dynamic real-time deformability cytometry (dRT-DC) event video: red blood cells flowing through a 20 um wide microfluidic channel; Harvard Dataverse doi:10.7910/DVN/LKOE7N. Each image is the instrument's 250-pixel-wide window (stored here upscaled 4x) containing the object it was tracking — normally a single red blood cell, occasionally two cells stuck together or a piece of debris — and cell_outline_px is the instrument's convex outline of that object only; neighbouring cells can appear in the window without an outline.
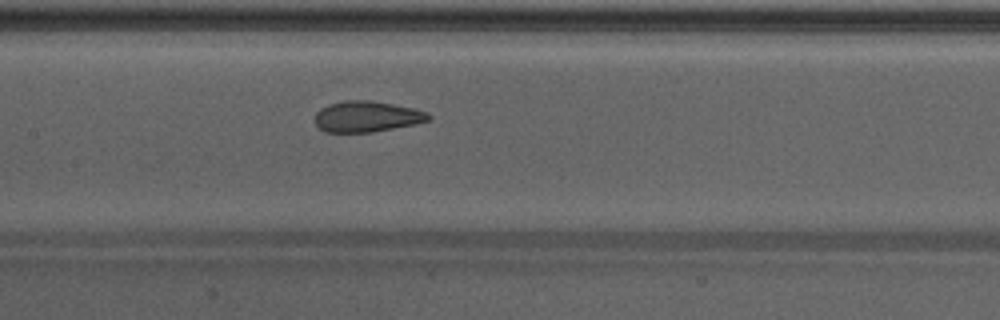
{"species": "Egyptian fruit bat (a non-hibernating species)", "species_latin": "Rousettus aegyptiacus", "temperature_condition": "warm", "stored_images_in_passage": 33, "camera_frame_rate_fps": 3000, "um_per_image_px": 0.085, "animal": {"sex": "male"}, "frame": {"image": 1, "passage_image": 10, "time_ms": 3.0, "image_size_px": [1000, 320], "cell_outline_px": [[432, 120], [416, 124], [372, 132], [324, 132], [316, 124], [316, 112], [320, 108], [328, 104], [344, 100], [372, 100], [412, 108], [428, 112], [432, 116]], "centroid_in_image_um": [31.2, 9.9], "position_along_channel_um": 176.2, "area_um2": 20.58}}
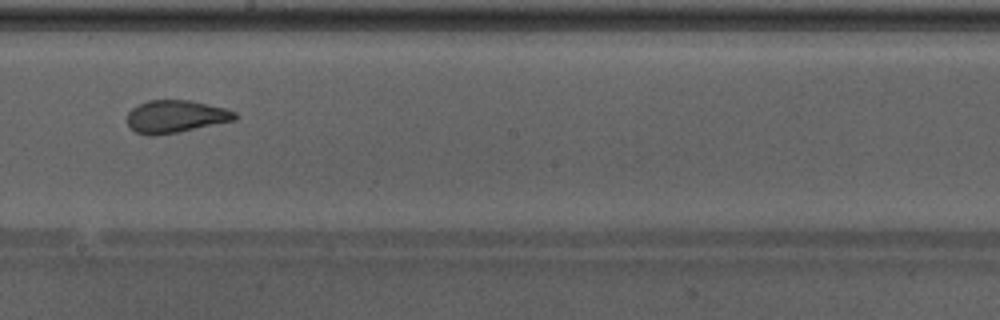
{"frame": {"image": 2, "passage_image": 14, "time_ms": 4.333, "image_size_px": [1000, 320], "cell_outline_px": [[240, 116], [236, 120], [156, 136], [148, 136], [136, 132], [128, 124], [128, 112], [132, 108], [148, 100], [192, 100], [224, 108], [236, 112]], "centroid_in_image_um": [14.95, 9.9], "position_along_channel_um": 233.2, "area_um2": 20.4}}
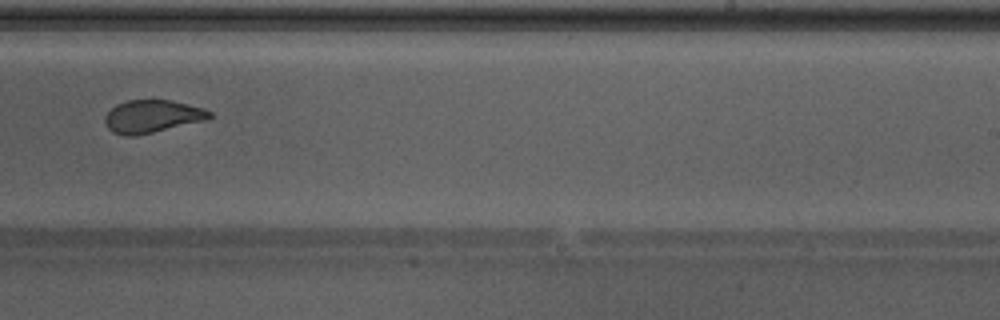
{"frame": {"image": 3, "passage_image": 17, "time_ms": 5.333, "image_size_px": [1000, 320], "cell_outline_px": [[216, 116], [208, 120], [136, 136], [124, 136], [112, 132], [108, 128], [104, 120], [104, 116], [116, 104], [128, 100], [172, 100], [204, 108], [212, 112]], "centroid_in_image_um": [12.98, 9.9], "position_along_channel_um": 276.0, "area_um2": 20.29}, "authors_computed_cell_mechanics": {"area_um2": 20.2878, "velocity_mm_per_s": 4.2933, "shape_relaxation_time_tau1_ms": 9.3079, "shape_relaxation_time_tau2_ms": 1.2891, "deformation_change_tau1": 0.2269, "deformation_change_tau2": 0.0911}}